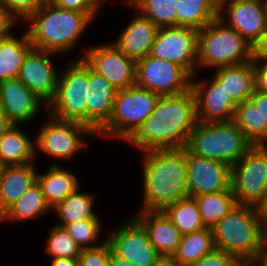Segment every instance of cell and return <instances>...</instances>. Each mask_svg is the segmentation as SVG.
I'll return each instance as SVG.
<instances>
[{
  "mask_svg": "<svg viewBox=\"0 0 267 266\" xmlns=\"http://www.w3.org/2000/svg\"><path fill=\"white\" fill-rule=\"evenodd\" d=\"M196 123L192 89L178 95L160 96L151 115L125 143L141 153L185 148Z\"/></svg>",
  "mask_w": 267,
  "mask_h": 266,
  "instance_id": "6da1fadb",
  "label": "cell"
},
{
  "mask_svg": "<svg viewBox=\"0 0 267 266\" xmlns=\"http://www.w3.org/2000/svg\"><path fill=\"white\" fill-rule=\"evenodd\" d=\"M143 153V197L138 211H162L167 205L189 196L186 147Z\"/></svg>",
  "mask_w": 267,
  "mask_h": 266,
  "instance_id": "7a4b0ae2",
  "label": "cell"
},
{
  "mask_svg": "<svg viewBox=\"0 0 267 266\" xmlns=\"http://www.w3.org/2000/svg\"><path fill=\"white\" fill-rule=\"evenodd\" d=\"M92 21L87 13L62 9L47 0L24 23L28 26L25 31L34 49L63 56L74 48L76 50Z\"/></svg>",
  "mask_w": 267,
  "mask_h": 266,
  "instance_id": "3957f363",
  "label": "cell"
},
{
  "mask_svg": "<svg viewBox=\"0 0 267 266\" xmlns=\"http://www.w3.org/2000/svg\"><path fill=\"white\" fill-rule=\"evenodd\" d=\"M263 226L260 208L237 204L212 227L215 248L251 262L263 250Z\"/></svg>",
  "mask_w": 267,
  "mask_h": 266,
  "instance_id": "277c9868",
  "label": "cell"
},
{
  "mask_svg": "<svg viewBox=\"0 0 267 266\" xmlns=\"http://www.w3.org/2000/svg\"><path fill=\"white\" fill-rule=\"evenodd\" d=\"M253 59L254 46L219 18L199 30L197 73L203 67L211 70Z\"/></svg>",
  "mask_w": 267,
  "mask_h": 266,
  "instance_id": "5b68a950",
  "label": "cell"
},
{
  "mask_svg": "<svg viewBox=\"0 0 267 266\" xmlns=\"http://www.w3.org/2000/svg\"><path fill=\"white\" fill-rule=\"evenodd\" d=\"M253 145L233 121L197 122L187 148L195 155L233 166Z\"/></svg>",
  "mask_w": 267,
  "mask_h": 266,
  "instance_id": "8992f818",
  "label": "cell"
},
{
  "mask_svg": "<svg viewBox=\"0 0 267 266\" xmlns=\"http://www.w3.org/2000/svg\"><path fill=\"white\" fill-rule=\"evenodd\" d=\"M159 97L136 84L118 90L112 116L96 136L126 142L151 115Z\"/></svg>",
  "mask_w": 267,
  "mask_h": 266,
  "instance_id": "52a82bcc",
  "label": "cell"
},
{
  "mask_svg": "<svg viewBox=\"0 0 267 266\" xmlns=\"http://www.w3.org/2000/svg\"><path fill=\"white\" fill-rule=\"evenodd\" d=\"M72 60L59 72L56 94L46 113L87 125L89 65L84 59Z\"/></svg>",
  "mask_w": 267,
  "mask_h": 266,
  "instance_id": "ba28073f",
  "label": "cell"
},
{
  "mask_svg": "<svg viewBox=\"0 0 267 266\" xmlns=\"http://www.w3.org/2000/svg\"><path fill=\"white\" fill-rule=\"evenodd\" d=\"M47 120L35 135V158L44 154L51 159L70 160L82 151L89 142L86 137H95L96 133L87 125L68 120H60L44 113ZM85 138V139H84ZM41 152V153H40Z\"/></svg>",
  "mask_w": 267,
  "mask_h": 266,
  "instance_id": "9c48e42d",
  "label": "cell"
},
{
  "mask_svg": "<svg viewBox=\"0 0 267 266\" xmlns=\"http://www.w3.org/2000/svg\"><path fill=\"white\" fill-rule=\"evenodd\" d=\"M231 190L236 203L260 208L267 197V145L252 146L231 166Z\"/></svg>",
  "mask_w": 267,
  "mask_h": 266,
  "instance_id": "30bf717a",
  "label": "cell"
},
{
  "mask_svg": "<svg viewBox=\"0 0 267 266\" xmlns=\"http://www.w3.org/2000/svg\"><path fill=\"white\" fill-rule=\"evenodd\" d=\"M192 76L181 66L147 55L136 61V85L159 96H172L191 89Z\"/></svg>",
  "mask_w": 267,
  "mask_h": 266,
  "instance_id": "8fae6325",
  "label": "cell"
},
{
  "mask_svg": "<svg viewBox=\"0 0 267 266\" xmlns=\"http://www.w3.org/2000/svg\"><path fill=\"white\" fill-rule=\"evenodd\" d=\"M198 33L199 30L189 27H161L149 55L178 64L194 76L197 74Z\"/></svg>",
  "mask_w": 267,
  "mask_h": 266,
  "instance_id": "7c38bea8",
  "label": "cell"
},
{
  "mask_svg": "<svg viewBox=\"0 0 267 266\" xmlns=\"http://www.w3.org/2000/svg\"><path fill=\"white\" fill-rule=\"evenodd\" d=\"M83 49L74 58L84 59L117 90L136 84V61L126 57L112 42Z\"/></svg>",
  "mask_w": 267,
  "mask_h": 266,
  "instance_id": "4fadbf2b",
  "label": "cell"
},
{
  "mask_svg": "<svg viewBox=\"0 0 267 266\" xmlns=\"http://www.w3.org/2000/svg\"><path fill=\"white\" fill-rule=\"evenodd\" d=\"M112 252L137 266H152L160 256L150 243L145 227L134 217L107 233Z\"/></svg>",
  "mask_w": 267,
  "mask_h": 266,
  "instance_id": "5bb4252c",
  "label": "cell"
},
{
  "mask_svg": "<svg viewBox=\"0 0 267 266\" xmlns=\"http://www.w3.org/2000/svg\"><path fill=\"white\" fill-rule=\"evenodd\" d=\"M218 11V18L253 46L267 31L266 0H219Z\"/></svg>",
  "mask_w": 267,
  "mask_h": 266,
  "instance_id": "9a60e30c",
  "label": "cell"
},
{
  "mask_svg": "<svg viewBox=\"0 0 267 266\" xmlns=\"http://www.w3.org/2000/svg\"><path fill=\"white\" fill-rule=\"evenodd\" d=\"M189 196L231 190V166L193 154L186 147Z\"/></svg>",
  "mask_w": 267,
  "mask_h": 266,
  "instance_id": "2e32d148",
  "label": "cell"
},
{
  "mask_svg": "<svg viewBox=\"0 0 267 266\" xmlns=\"http://www.w3.org/2000/svg\"><path fill=\"white\" fill-rule=\"evenodd\" d=\"M53 54L58 57L56 53L33 48L25 57L17 75L47 106L55 97L59 77V71L51 59Z\"/></svg>",
  "mask_w": 267,
  "mask_h": 266,
  "instance_id": "e0dca14e",
  "label": "cell"
},
{
  "mask_svg": "<svg viewBox=\"0 0 267 266\" xmlns=\"http://www.w3.org/2000/svg\"><path fill=\"white\" fill-rule=\"evenodd\" d=\"M198 76H201L200 73L191 79V89L196 99L197 122L233 121L237 103L213 77L210 81L205 78L197 80Z\"/></svg>",
  "mask_w": 267,
  "mask_h": 266,
  "instance_id": "ac0fdd59",
  "label": "cell"
},
{
  "mask_svg": "<svg viewBox=\"0 0 267 266\" xmlns=\"http://www.w3.org/2000/svg\"><path fill=\"white\" fill-rule=\"evenodd\" d=\"M43 108L47 112V105L17 77L0 81V109L13 124L30 123Z\"/></svg>",
  "mask_w": 267,
  "mask_h": 266,
  "instance_id": "d6986e66",
  "label": "cell"
},
{
  "mask_svg": "<svg viewBox=\"0 0 267 266\" xmlns=\"http://www.w3.org/2000/svg\"><path fill=\"white\" fill-rule=\"evenodd\" d=\"M87 93V126L96 134L113 113L117 89L89 66Z\"/></svg>",
  "mask_w": 267,
  "mask_h": 266,
  "instance_id": "ffe728a7",
  "label": "cell"
},
{
  "mask_svg": "<svg viewBox=\"0 0 267 266\" xmlns=\"http://www.w3.org/2000/svg\"><path fill=\"white\" fill-rule=\"evenodd\" d=\"M159 28L137 13L112 43L128 58L138 61L150 54Z\"/></svg>",
  "mask_w": 267,
  "mask_h": 266,
  "instance_id": "44dd1931",
  "label": "cell"
},
{
  "mask_svg": "<svg viewBox=\"0 0 267 266\" xmlns=\"http://www.w3.org/2000/svg\"><path fill=\"white\" fill-rule=\"evenodd\" d=\"M133 215L147 230L150 243L160 255H173L182 234L163 211H139Z\"/></svg>",
  "mask_w": 267,
  "mask_h": 266,
  "instance_id": "7402d4cb",
  "label": "cell"
},
{
  "mask_svg": "<svg viewBox=\"0 0 267 266\" xmlns=\"http://www.w3.org/2000/svg\"><path fill=\"white\" fill-rule=\"evenodd\" d=\"M75 173L56 162L52 163L45 173L37 171L36 181L51 210L82 186Z\"/></svg>",
  "mask_w": 267,
  "mask_h": 266,
  "instance_id": "603a6c76",
  "label": "cell"
},
{
  "mask_svg": "<svg viewBox=\"0 0 267 266\" xmlns=\"http://www.w3.org/2000/svg\"><path fill=\"white\" fill-rule=\"evenodd\" d=\"M36 164L5 166L0 176V216L36 182Z\"/></svg>",
  "mask_w": 267,
  "mask_h": 266,
  "instance_id": "cb8c5ba5",
  "label": "cell"
},
{
  "mask_svg": "<svg viewBox=\"0 0 267 266\" xmlns=\"http://www.w3.org/2000/svg\"><path fill=\"white\" fill-rule=\"evenodd\" d=\"M214 70L213 78L236 103L249 100L254 91L253 61Z\"/></svg>",
  "mask_w": 267,
  "mask_h": 266,
  "instance_id": "d4e9b609",
  "label": "cell"
},
{
  "mask_svg": "<svg viewBox=\"0 0 267 266\" xmlns=\"http://www.w3.org/2000/svg\"><path fill=\"white\" fill-rule=\"evenodd\" d=\"M0 160L6 166L35 163V138L14 124L0 138Z\"/></svg>",
  "mask_w": 267,
  "mask_h": 266,
  "instance_id": "484cf974",
  "label": "cell"
},
{
  "mask_svg": "<svg viewBox=\"0 0 267 266\" xmlns=\"http://www.w3.org/2000/svg\"><path fill=\"white\" fill-rule=\"evenodd\" d=\"M50 213L52 214V210L48 206L41 191V187L36 181L0 216V224L7 221H12L14 223L19 221H31Z\"/></svg>",
  "mask_w": 267,
  "mask_h": 266,
  "instance_id": "4316f807",
  "label": "cell"
},
{
  "mask_svg": "<svg viewBox=\"0 0 267 266\" xmlns=\"http://www.w3.org/2000/svg\"><path fill=\"white\" fill-rule=\"evenodd\" d=\"M80 188L81 186L52 209L59 221L55 225L64 228L80 220L98 218L94 211L96 197L91 192H82Z\"/></svg>",
  "mask_w": 267,
  "mask_h": 266,
  "instance_id": "83f0119b",
  "label": "cell"
},
{
  "mask_svg": "<svg viewBox=\"0 0 267 266\" xmlns=\"http://www.w3.org/2000/svg\"><path fill=\"white\" fill-rule=\"evenodd\" d=\"M219 0H177L176 26L201 30L218 18Z\"/></svg>",
  "mask_w": 267,
  "mask_h": 266,
  "instance_id": "f1b7e54d",
  "label": "cell"
},
{
  "mask_svg": "<svg viewBox=\"0 0 267 266\" xmlns=\"http://www.w3.org/2000/svg\"><path fill=\"white\" fill-rule=\"evenodd\" d=\"M33 49L26 31L0 39V81L17 77L27 54Z\"/></svg>",
  "mask_w": 267,
  "mask_h": 266,
  "instance_id": "f546056e",
  "label": "cell"
},
{
  "mask_svg": "<svg viewBox=\"0 0 267 266\" xmlns=\"http://www.w3.org/2000/svg\"><path fill=\"white\" fill-rule=\"evenodd\" d=\"M215 248L212 228L182 235L176 252L173 254L181 266H190Z\"/></svg>",
  "mask_w": 267,
  "mask_h": 266,
  "instance_id": "4dcf8cb0",
  "label": "cell"
},
{
  "mask_svg": "<svg viewBox=\"0 0 267 266\" xmlns=\"http://www.w3.org/2000/svg\"><path fill=\"white\" fill-rule=\"evenodd\" d=\"M162 211L182 235L206 228L195 197L182 198L167 205Z\"/></svg>",
  "mask_w": 267,
  "mask_h": 266,
  "instance_id": "1f68e13d",
  "label": "cell"
},
{
  "mask_svg": "<svg viewBox=\"0 0 267 266\" xmlns=\"http://www.w3.org/2000/svg\"><path fill=\"white\" fill-rule=\"evenodd\" d=\"M124 3L158 28L176 27L177 0H125Z\"/></svg>",
  "mask_w": 267,
  "mask_h": 266,
  "instance_id": "d6a6232c",
  "label": "cell"
},
{
  "mask_svg": "<svg viewBox=\"0 0 267 266\" xmlns=\"http://www.w3.org/2000/svg\"><path fill=\"white\" fill-rule=\"evenodd\" d=\"M202 221L206 227L212 228L234 206L237 205L232 190L215 194H203L195 196Z\"/></svg>",
  "mask_w": 267,
  "mask_h": 266,
  "instance_id": "836d02e7",
  "label": "cell"
},
{
  "mask_svg": "<svg viewBox=\"0 0 267 266\" xmlns=\"http://www.w3.org/2000/svg\"><path fill=\"white\" fill-rule=\"evenodd\" d=\"M233 122L253 145H262V116L250 100L237 103Z\"/></svg>",
  "mask_w": 267,
  "mask_h": 266,
  "instance_id": "e575fe53",
  "label": "cell"
},
{
  "mask_svg": "<svg viewBox=\"0 0 267 266\" xmlns=\"http://www.w3.org/2000/svg\"><path fill=\"white\" fill-rule=\"evenodd\" d=\"M44 246L45 255L51 258L78 259L81 247L63 227L51 226Z\"/></svg>",
  "mask_w": 267,
  "mask_h": 266,
  "instance_id": "d590c367",
  "label": "cell"
},
{
  "mask_svg": "<svg viewBox=\"0 0 267 266\" xmlns=\"http://www.w3.org/2000/svg\"><path fill=\"white\" fill-rule=\"evenodd\" d=\"M64 228L81 248H94L107 241L106 235L104 240L100 239L102 223L99 218L80 220Z\"/></svg>",
  "mask_w": 267,
  "mask_h": 266,
  "instance_id": "8d00e7d4",
  "label": "cell"
},
{
  "mask_svg": "<svg viewBox=\"0 0 267 266\" xmlns=\"http://www.w3.org/2000/svg\"><path fill=\"white\" fill-rule=\"evenodd\" d=\"M111 251L107 241L94 248H82L78 266H110Z\"/></svg>",
  "mask_w": 267,
  "mask_h": 266,
  "instance_id": "74e56055",
  "label": "cell"
},
{
  "mask_svg": "<svg viewBox=\"0 0 267 266\" xmlns=\"http://www.w3.org/2000/svg\"><path fill=\"white\" fill-rule=\"evenodd\" d=\"M47 0H0L4 6L20 23L24 22L40 9Z\"/></svg>",
  "mask_w": 267,
  "mask_h": 266,
  "instance_id": "f35d334b",
  "label": "cell"
},
{
  "mask_svg": "<svg viewBox=\"0 0 267 266\" xmlns=\"http://www.w3.org/2000/svg\"><path fill=\"white\" fill-rule=\"evenodd\" d=\"M240 262L227 252L214 248L190 266H238Z\"/></svg>",
  "mask_w": 267,
  "mask_h": 266,
  "instance_id": "ab89813d",
  "label": "cell"
},
{
  "mask_svg": "<svg viewBox=\"0 0 267 266\" xmlns=\"http://www.w3.org/2000/svg\"><path fill=\"white\" fill-rule=\"evenodd\" d=\"M56 7L68 10H75L87 13L93 20L98 15V11L88 2V0H48Z\"/></svg>",
  "mask_w": 267,
  "mask_h": 266,
  "instance_id": "60d3db41",
  "label": "cell"
},
{
  "mask_svg": "<svg viewBox=\"0 0 267 266\" xmlns=\"http://www.w3.org/2000/svg\"><path fill=\"white\" fill-rule=\"evenodd\" d=\"M249 100L262 116V145H267V94L254 90Z\"/></svg>",
  "mask_w": 267,
  "mask_h": 266,
  "instance_id": "b9f144b4",
  "label": "cell"
},
{
  "mask_svg": "<svg viewBox=\"0 0 267 266\" xmlns=\"http://www.w3.org/2000/svg\"><path fill=\"white\" fill-rule=\"evenodd\" d=\"M253 68L254 90L263 94H267V64L254 58Z\"/></svg>",
  "mask_w": 267,
  "mask_h": 266,
  "instance_id": "7bdbcfd3",
  "label": "cell"
},
{
  "mask_svg": "<svg viewBox=\"0 0 267 266\" xmlns=\"http://www.w3.org/2000/svg\"><path fill=\"white\" fill-rule=\"evenodd\" d=\"M17 22L20 23L4 6L0 4V39L12 36Z\"/></svg>",
  "mask_w": 267,
  "mask_h": 266,
  "instance_id": "ee69618b",
  "label": "cell"
},
{
  "mask_svg": "<svg viewBox=\"0 0 267 266\" xmlns=\"http://www.w3.org/2000/svg\"><path fill=\"white\" fill-rule=\"evenodd\" d=\"M254 58L267 62V31L264 33L262 39L254 46Z\"/></svg>",
  "mask_w": 267,
  "mask_h": 266,
  "instance_id": "f6af8a7d",
  "label": "cell"
},
{
  "mask_svg": "<svg viewBox=\"0 0 267 266\" xmlns=\"http://www.w3.org/2000/svg\"><path fill=\"white\" fill-rule=\"evenodd\" d=\"M152 266H181L173 255H160Z\"/></svg>",
  "mask_w": 267,
  "mask_h": 266,
  "instance_id": "bcb514c9",
  "label": "cell"
},
{
  "mask_svg": "<svg viewBox=\"0 0 267 266\" xmlns=\"http://www.w3.org/2000/svg\"><path fill=\"white\" fill-rule=\"evenodd\" d=\"M51 265L50 266H78L77 259H70V258H51Z\"/></svg>",
  "mask_w": 267,
  "mask_h": 266,
  "instance_id": "7dc6e473",
  "label": "cell"
},
{
  "mask_svg": "<svg viewBox=\"0 0 267 266\" xmlns=\"http://www.w3.org/2000/svg\"><path fill=\"white\" fill-rule=\"evenodd\" d=\"M14 124L6 116V114L0 109V138L3 134Z\"/></svg>",
  "mask_w": 267,
  "mask_h": 266,
  "instance_id": "c3c4849f",
  "label": "cell"
},
{
  "mask_svg": "<svg viewBox=\"0 0 267 266\" xmlns=\"http://www.w3.org/2000/svg\"><path fill=\"white\" fill-rule=\"evenodd\" d=\"M110 266H137L129 262L128 260H125L121 257L116 256L111 251V259H110Z\"/></svg>",
  "mask_w": 267,
  "mask_h": 266,
  "instance_id": "681fc988",
  "label": "cell"
},
{
  "mask_svg": "<svg viewBox=\"0 0 267 266\" xmlns=\"http://www.w3.org/2000/svg\"><path fill=\"white\" fill-rule=\"evenodd\" d=\"M251 263L254 266H267V252L261 251L252 261Z\"/></svg>",
  "mask_w": 267,
  "mask_h": 266,
  "instance_id": "f907efd6",
  "label": "cell"
},
{
  "mask_svg": "<svg viewBox=\"0 0 267 266\" xmlns=\"http://www.w3.org/2000/svg\"><path fill=\"white\" fill-rule=\"evenodd\" d=\"M107 0H88V2L99 12L103 3H107Z\"/></svg>",
  "mask_w": 267,
  "mask_h": 266,
  "instance_id": "816d5d0a",
  "label": "cell"
},
{
  "mask_svg": "<svg viewBox=\"0 0 267 266\" xmlns=\"http://www.w3.org/2000/svg\"><path fill=\"white\" fill-rule=\"evenodd\" d=\"M260 211H261V216L263 218V222L267 223V197L264 204L260 207Z\"/></svg>",
  "mask_w": 267,
  "mask_h": 266,
  "instance_id": "f5cc1de1",
  "label": "cell"
},
{
  "mask_svg": "<svg viewBox=\"0 0 267 266\" xmlns=\"http://www.w3.org/2000/svg\"><path fill=\"white\" fill-rule=\"evenodd\" d=\"M267 252V223L263 226V250Z\"/></svg>",
  "mask_w": 267,
  "mask_h": 266,
  "instance_id": "db71d44e",
  "label": "cell"
},
{
  "mask_svg": "<svg viewBox=\"0 0 267 266\" xmlns=\"http://www.w3.org/2000/svg\"><path fill=\"white\" fill-rule=\"evenodd\" d=\"M5 166L6 165L0 160V176H1Z\"/></svg>",
  "mask_w": 267,
  "mask_h": 266,
  "instance_id": "11a10c76",
  "label": "cell"
},
{
  "mask_svg": "<svg viewBox=\"0 0 267 266\" xmlns=\"http://www.w3.org/2000/svg\"><path fill=\"white\" fill-rule=\"evenodd\" d=\"M238 266H254L251 262H243L240 263Z\"/></svg>",
  "mask_w": 267,
  "mask_h": 266,
  "instance_id": "9f6ffc18",
  "label": "cell"
}]
</instances>
